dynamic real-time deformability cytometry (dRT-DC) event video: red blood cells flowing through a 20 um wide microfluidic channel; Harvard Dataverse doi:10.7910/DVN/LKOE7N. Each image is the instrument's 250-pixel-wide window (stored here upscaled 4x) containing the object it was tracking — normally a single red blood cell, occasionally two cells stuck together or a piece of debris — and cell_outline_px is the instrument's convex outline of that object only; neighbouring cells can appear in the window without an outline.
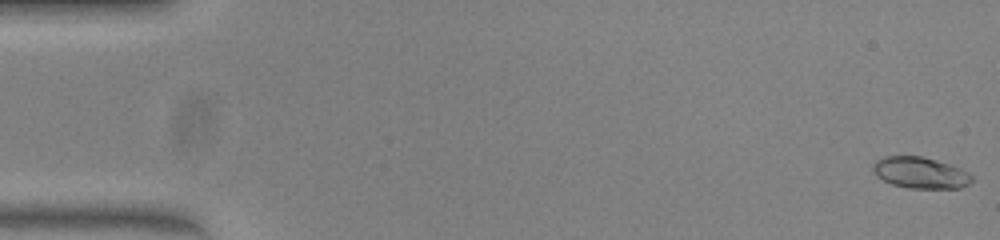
{"species": "common noctule bat (a hibernating species)", "species_latin": "Nyctalus noctula", "temperature_condition": "warm", "stored_images_in_passage": 12, "camera_frame_rate_fps": 3000, "um_per_image_px": 0.085, "animal": {"sex": "female", "body_mass_g": 23.0, "forearm_length_mm": 53.4}, "frame": {"image": 1, "passage_image": 1, "time_ms": 0.0, "image_size_px": [1000, 240], "cell_outline_px": [[972, 180], [968, 184], [960, 188], [908, 188], [892, 184], [876, 176], [872, 168], [872, 164], [876, 160], [884, 156], [920, 156], [936, 160], [960, 168], [968, 172], [972, 176]], "centroid_in_image_um": [78.2, 14.68], "position_along_channel_um": 6.8, "area_um2": 17.98}}